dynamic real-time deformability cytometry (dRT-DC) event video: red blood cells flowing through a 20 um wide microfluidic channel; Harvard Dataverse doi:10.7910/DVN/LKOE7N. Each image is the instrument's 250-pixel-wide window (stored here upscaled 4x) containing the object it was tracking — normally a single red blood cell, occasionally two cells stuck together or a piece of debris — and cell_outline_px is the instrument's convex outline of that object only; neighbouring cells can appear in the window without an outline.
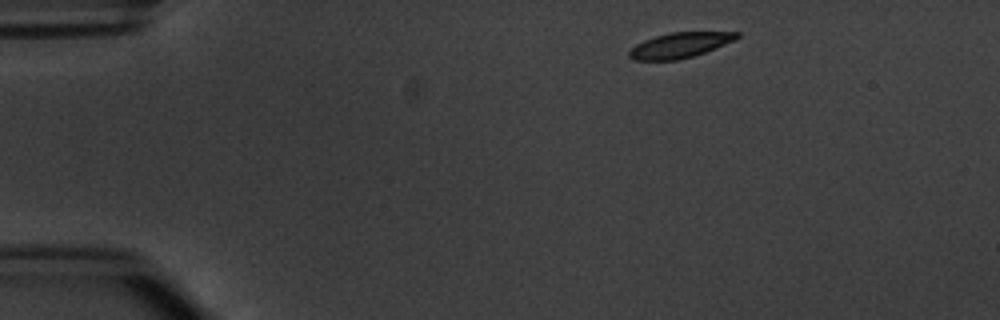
{"species": "common noctule bat (a hibernating species)", "species_latin": "Nyctalus noctula", "temperature_condition": "warm", "stored_images_in_passage": 2, "camera_frame_rate_fps": 3000, "um_per_image_px": 0.085, "animal": {"sex": "male", "body_mass_g": 20.1, "forearm_length_mm": 53.5}, "frame": {"image": 1, "passage_image": 1, "time_ms": 0.0, "image_size_px": [1000, 320], "cell_outline_px": [[740, 36], [736, 40], [716, 48], [692, 56], [676, 60], [632, 60], [628, 56], [628, 52], [636, 44], [644, 40], [668, 32], [740, 32]], "centroid_in_image_um": [57.79, 3.83], "position_along_channel_um": 27.2, "area_um2": 15.84}}